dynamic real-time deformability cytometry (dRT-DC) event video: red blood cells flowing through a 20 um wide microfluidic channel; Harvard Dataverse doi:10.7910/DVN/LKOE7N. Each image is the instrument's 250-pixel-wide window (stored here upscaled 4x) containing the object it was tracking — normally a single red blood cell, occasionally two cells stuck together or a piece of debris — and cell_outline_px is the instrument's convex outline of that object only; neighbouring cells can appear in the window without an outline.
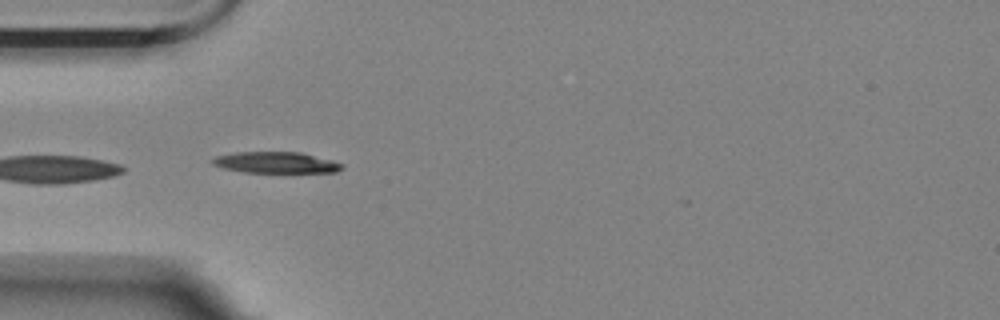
{"species": "Egyptian fruit bat (a non-hibernating species)", "species_latin": "Rousettus aegyptiacus", "temperature_condition": "room temperature", "stored_images_in_passage": 18, "camera_frame_rate_fps": 3000, "um_per_image_px": 0.085, "animal": {"sex": "female"}, "frame": {"image": 1, "passage_image": 1, "time_ms": 0.0, "image_size_px": [1000, 320], "cell_outline_px": [[344, 168], [336, 172], [244, 172], [224, 168], [212, 164], [212, 160], [216, 156], [236, 152], [300, 152], [332, 160], [344, 164]], "centroid_in_image_um": [23.48, 13.81], "position_along_channel_um": 61.5, "area_um2": 15.9}}